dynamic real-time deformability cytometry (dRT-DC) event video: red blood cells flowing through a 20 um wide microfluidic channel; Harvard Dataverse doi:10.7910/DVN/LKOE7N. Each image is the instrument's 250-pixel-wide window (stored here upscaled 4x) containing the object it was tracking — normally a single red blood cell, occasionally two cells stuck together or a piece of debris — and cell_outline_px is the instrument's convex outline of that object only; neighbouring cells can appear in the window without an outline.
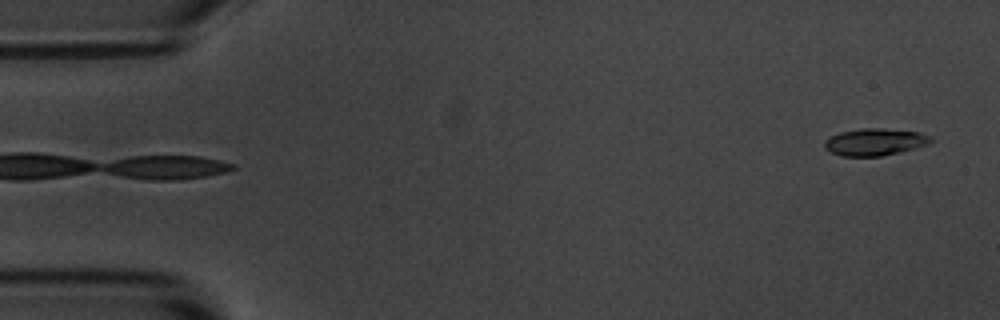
{"species": "common noctule bat (a hibernating species)", "species_latin": "Nyctalus noctula", "temperature_condition": "room temperature", "stored_images_in_passage": 5, "segment_of_instrument_passage": [2, 2], "camera_frame_rate_fps": 3000, "um_per_image_px": 0.085, "animal": {"sex": "male", "body_mass_g": 20.1, "forearm_length_mm": 53.5}, "frame": {"image": 1, "passage_image": 5, "time_ms": 4.667, "image_size_px": [1000, 320], "cell_outline_px": [[932, 140], [928, 144], [900, 152], [880, 156], [840, 156], [824, 148], [824, 140], [840, 132], [864, 128], [880, 128], [920, 132], [932, 136]], "centroid_in_image_um": [74.36, 12.06], "position_along_channel_um": 10.6, "area_um2": 16.7}}